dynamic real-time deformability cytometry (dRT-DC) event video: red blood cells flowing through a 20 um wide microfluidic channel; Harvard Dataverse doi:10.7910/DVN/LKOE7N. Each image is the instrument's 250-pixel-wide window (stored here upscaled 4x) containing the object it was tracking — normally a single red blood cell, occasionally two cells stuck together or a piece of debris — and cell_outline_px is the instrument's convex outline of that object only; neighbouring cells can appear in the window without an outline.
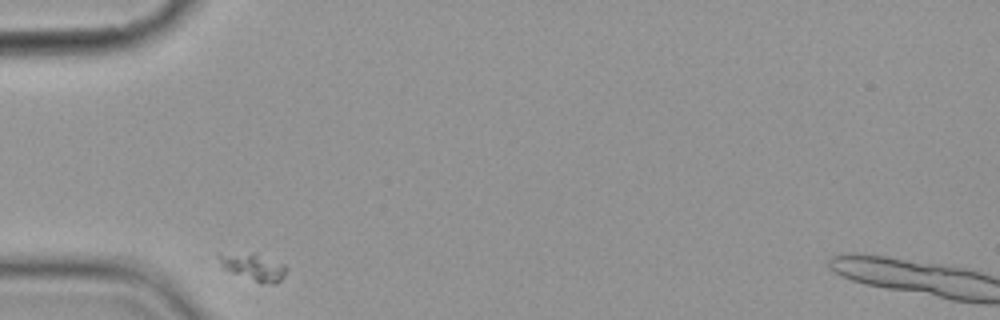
{"species": "common noctule bat (a hibernating species)", "species_latin": "Nyctalus noctula", "temperature_condition": "cold", "stored_images_in_passage": 2, "camera_frame_rate_fps": 3000, "um_per_image_px": 0.085, "animal": {"sex": "female", "body_mass_g": 19.9}, "frame": {"image": 1, "passage_image": 1, "time_ms": 0.0, "image_size_px": [1000, 320], "cell_outline_px": [[288, 268], [284, 276], [276, 284], [260, 284], [232, 272], [224, 268], [216, 256], [256, 252], [284, 264]], "centroid_in_image_um": [21.64, 22.72], "position_along_channel_um": 63.4, "area_um2": 10.58}}